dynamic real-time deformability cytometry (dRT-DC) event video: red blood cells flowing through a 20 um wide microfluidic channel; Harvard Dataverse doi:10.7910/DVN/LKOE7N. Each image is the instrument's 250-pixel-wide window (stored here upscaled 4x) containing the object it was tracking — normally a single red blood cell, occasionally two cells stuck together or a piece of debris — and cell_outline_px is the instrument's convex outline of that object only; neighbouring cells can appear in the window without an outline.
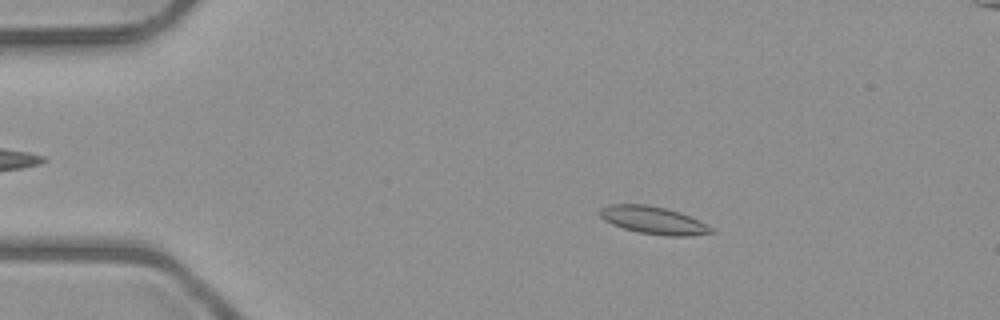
{"species": "common noctule bat (a hibernating species)", "species_latin": "Nyctalus noctula", "temperature_condition": "room temperature", "stored_images_in_passage": 51, "camera_frame_rate_fps": 3000, "um_per_image_px": 0.085, "animal": {"sex": "male", "body_mass_g": 23.1, "forearm_length_mm": 52.7}, "frame": {"image": 1, "passage_image": 9, "time_ms": 2.667, "image_size_px": [1000, 320], "cell_outline_px": [[716, 232], [688, 236], [668, 236], [640, 232], [624, 228], [612, 224], [604, 220], [600, 216], [600, 208], [608, 204], [648, 204], [668, 208], [680, 212], [700, 220], [712, 228]], "centroid_in_image_um": [55.55, 18.7], "position_along_channel_um": 29.4, "area_um2": 17.98}}
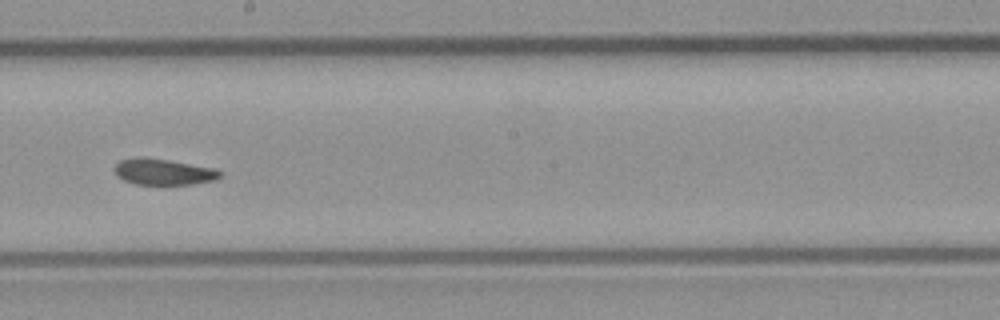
{"frame": {"image": 2, "passage_image": 29, "time_ms": 9.333, "image_size_px": [1000, 320], "cell_outline_px": [[224, 172], [216, 180], [192, 184], [160, 188], [136, 184], [124, 180], [116, 176], [116, 164], [120, 160], [144, 156], [168, 160], [212, 168]], "centroid_in_image_um": [13.89, 14.66], "position_along_channel_um": 234.3, "area_um2": 16.7}}
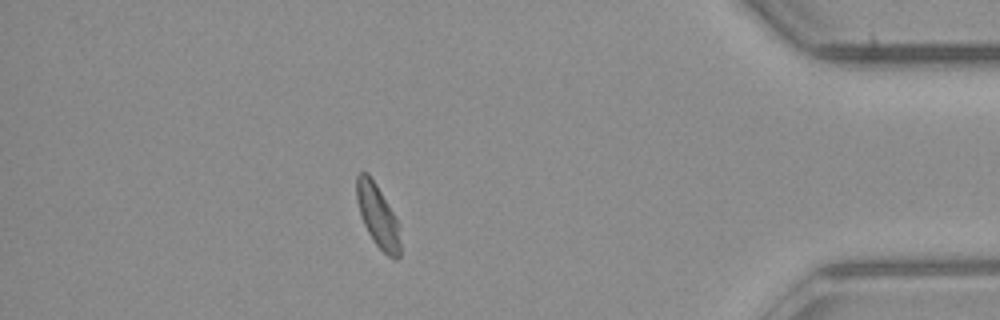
{"frame": {"image": 3, "passage_image": 45, "time_ms": 14.667, "image_size_px": [1000, 320], "cell_outline_px": [[400, 256], [396, 260], [392, 260], [372, 240], [360, 216], [356, 200], [356, 176], [360, 172], [368, 172], [376, 184], [400, 224]], "centroid_in_image_um": [32.11, 18.37], "position_along_channel_um": 403.1, "area_um2": 16.24}, "authors_computed_cell_mechanics": {"area_um2": 16.762, "velocity_mm_per_s": 3.993, "shape_relaxation_time_tau1_ms": null, "shape_relaxation_time_tau2_ms": 2.3058, "deformation_change_tau1": null, "deformation_change_tau2": 0.0811}}